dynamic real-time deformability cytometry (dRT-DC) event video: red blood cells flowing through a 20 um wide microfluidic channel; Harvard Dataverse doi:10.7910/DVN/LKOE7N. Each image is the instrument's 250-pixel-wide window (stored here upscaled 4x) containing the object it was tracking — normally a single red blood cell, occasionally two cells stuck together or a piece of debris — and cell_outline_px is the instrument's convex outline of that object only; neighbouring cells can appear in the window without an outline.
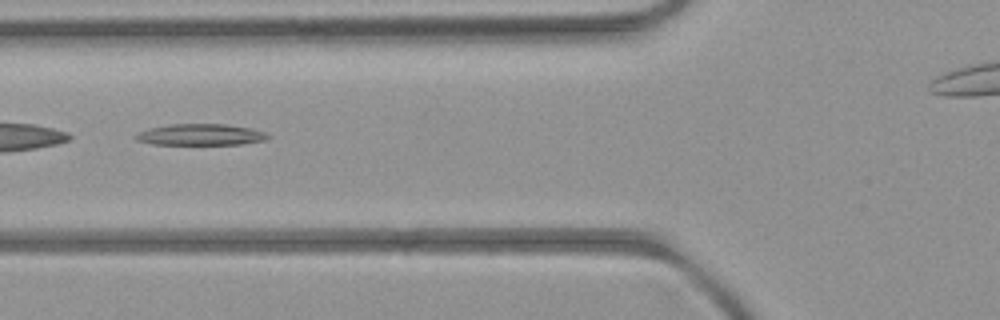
{"species": "common noctule bat (a hibernating species)", "species_latin": "Nyctalus noctula", "temperature_condition": "room temperature", "stored_images_in_passage": 7, "camera_frame_rate_fps": 3000, "um_per_image_px": 0.085, "animal": {"sex": "female", "body_mass_g": 21.9}, "frame": {"image": 1, "passage_image": 2, "time_ms": 1.0, "image_size_px": [1000, 320], "cell_outline_px": [[272, 136], [268, 140], [240, 144], [152, 144], [136, 140], [136, 136], [140, 132], [148, 128], [168, 124], [224, 124], [252, 128], [264, 132]], "centroid_in_image_um": [17.1, 11.44], "position_along_channel_um": 108.7, "area_um2": 16.42}}
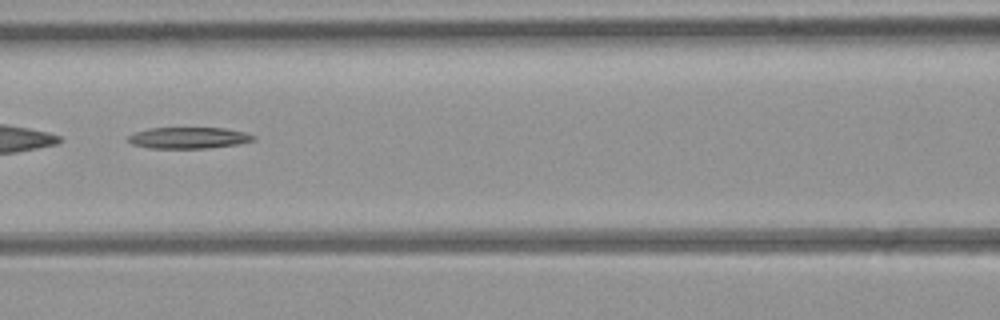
{"frame": {"image": 2, "passage_image": 3, "time_ms": 2.0, "image_size_px": [1000, 320], "cell_outline_px": [[256, 136], [252, 140], [240, 144], [204, 148], [148, 148], [132, 144], [128, 140], [128, 136], [136, 132], [148, 128], [224, 128], [244, 132]], "centroid_in_image_um": [16.02, 11.71], "position_along_channel_um": 150.6, "area_um2": 15.43}}
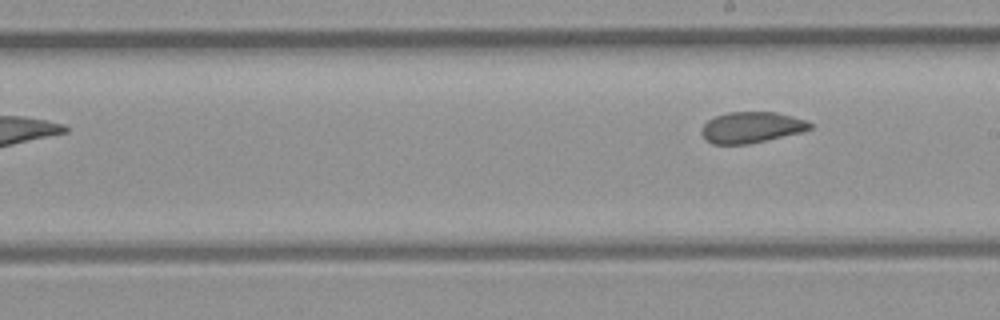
{"frame": {"image": 3, "passage_image": 7, "time_ms": 7.667, "image_size_px": [1000, 320], "cell_outline_px": [[812, 128], [800, 132], [748, 144], [712, 144], [700, 132], [700, 128], [708, 120], [716, 116], [728, 112], [776, 112], [808, 120], [812, 124]], "centroid_in_image_um": [63.87, 10.82], "position_along_channel_um": 225.1, "area_um2": 19.48}}